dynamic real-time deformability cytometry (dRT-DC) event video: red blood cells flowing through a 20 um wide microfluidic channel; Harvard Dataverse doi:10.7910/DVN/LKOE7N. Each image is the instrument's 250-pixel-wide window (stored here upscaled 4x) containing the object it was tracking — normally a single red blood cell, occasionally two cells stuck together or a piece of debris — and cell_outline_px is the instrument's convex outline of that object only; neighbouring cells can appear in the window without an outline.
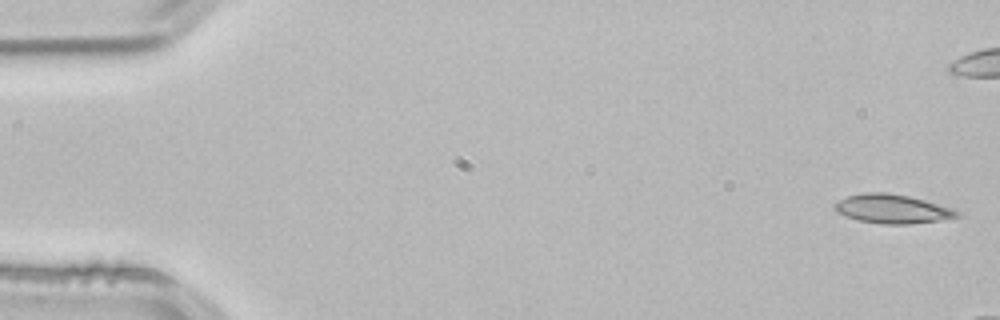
{"species": "common noctule bat (a hibernating species)", "species_latin": "Nyctalus noctula", "temperature_condition": "room temperature", "stored_images_in_passage": 11, "camera_frame_rate_fps": 3000, "um_per_image_px": 0.085, "animal": {"sex": "male", "body_mass_g": 21.5, "forearm_length_mm": 52.0}, "frame": {"image": 1, "passage_image": 1, "time_ms": 0.0, "image_size_px": [1000, 320], "cell_outline_px": [[964, 216], [940, 220], [912, 224], [880, 224], [860, 220], [836, 212], [832, 208], [832, 204], [848, 196], [864, 192], [884, 192], [908, 196], [924, 200], [952, 208], [960, 212]], "centroid_in_image_um": [75.86, 17.76], "position_along_channel_um": 9.1, "area_um2": 20.69}}